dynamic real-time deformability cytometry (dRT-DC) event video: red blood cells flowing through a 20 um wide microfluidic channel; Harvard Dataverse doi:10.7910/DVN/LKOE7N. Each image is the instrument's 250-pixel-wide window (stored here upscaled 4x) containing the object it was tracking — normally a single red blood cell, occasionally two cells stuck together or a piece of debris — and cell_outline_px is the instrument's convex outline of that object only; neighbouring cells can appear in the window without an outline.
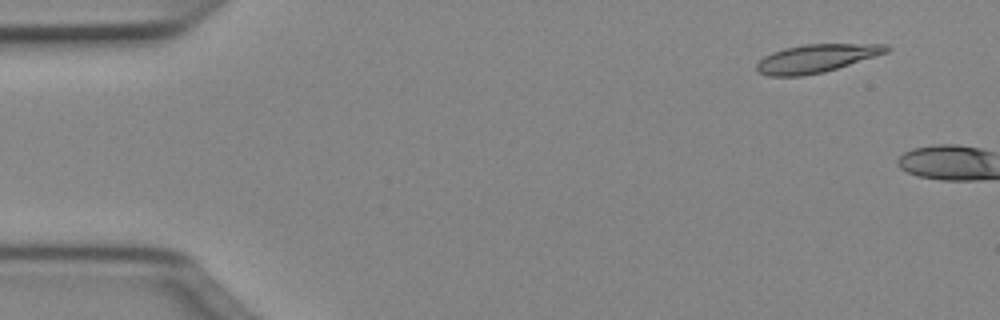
{"species": "Egyptian fruit bat (a non-hibernating species)", "species_latin": "Rousettus aegyptiacus", "temperature_condition": "cold", "stored_images_in_passage": 3, "camera_frame_rate_fps": 3000, "um_per_image_px": 0.085, "animal": {"sex": "female"}, "frame": {"image": 1, "passage_image": 1, "time_ms": 0.0, "image_size_px": [1000, 320], "cell_outline_px": [[892, 48], [888, 52], [824, 72], [800, 76], [768, 76], [756, 72], [756, 64], [764, 56], [772, 52], [784, 48], [804, 44], [888, 44]], "centroid_in_image_um": [69.36, 4.96], "position_along_channel_um": 15.6, "area_um2": 21.33}}